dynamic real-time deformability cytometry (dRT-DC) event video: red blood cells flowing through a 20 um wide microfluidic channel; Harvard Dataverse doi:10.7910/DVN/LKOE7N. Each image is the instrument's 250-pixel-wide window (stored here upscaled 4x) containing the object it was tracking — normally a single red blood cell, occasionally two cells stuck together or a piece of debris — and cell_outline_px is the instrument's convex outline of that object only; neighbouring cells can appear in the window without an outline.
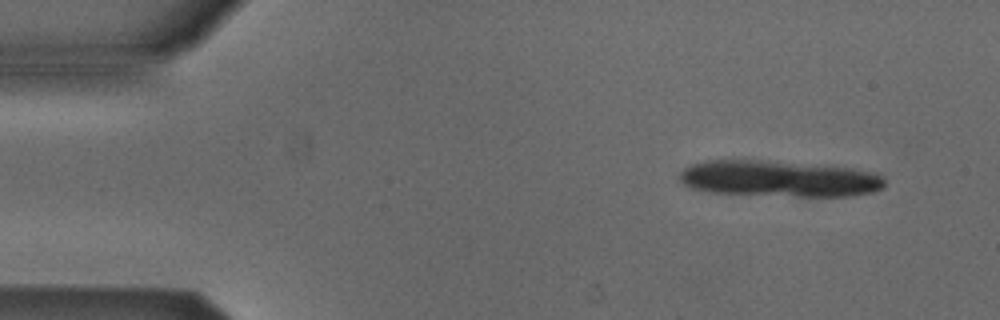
{"species": "Egyptian fruit bat (a non-hibernating species)", "species_latin": "Rousettus aegyptiacus", "temperature_condition": "cold", "stored_images_in_passage": 5, "segment_of_instrument_passage": [1, 2], "camera_frame_rate_fps": 3000, "um_per_image_px": 0.085, "animal": {"sex": "male"}, "frame": {"image": 1, "passage_image": 1, "time_ms": 0.0, "image_size_px": [1000, 320], "cell_outline_px": [[884, 188], [872, 192], [852, 196], [796, 196], [712, 192], [688, 188], [676, 176], [684, 168], [692, 164], [708, 160], [760, 160], [852, 168], [876, 172], [884, 176]], "centroid_in_image_um": [66.22, 15.19], "position_along_channel_um": 18.8, "area_um2": 43.35}}